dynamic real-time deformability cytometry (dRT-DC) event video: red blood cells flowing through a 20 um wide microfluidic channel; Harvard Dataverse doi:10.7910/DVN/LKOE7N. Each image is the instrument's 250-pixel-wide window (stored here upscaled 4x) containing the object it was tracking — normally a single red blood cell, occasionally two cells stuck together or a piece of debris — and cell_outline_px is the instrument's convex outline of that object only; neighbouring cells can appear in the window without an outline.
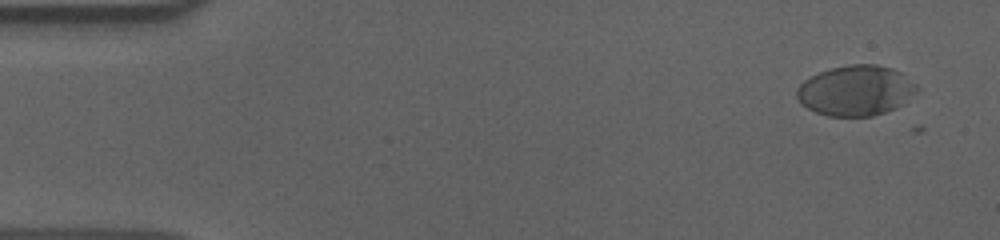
{"species": "human", "species_latin": "Homo sapiens", "temperature_condition": "cold", "stored_images_in_passage": 55, "camera_frame_rate_fps": 3000, "um_per_image_px": 0.085, "donor": {"sex": "male"}, "frame": {"image": 1, "passage_image": 1, "time_ms": 0.0, "image_size_px": [1000, 240], "cell_outline_px": [[920, 88], [916, 92], [896, 108], [872, 116], [828, 116], [816, 112], [808, 108], [796, 96], [796, 88], [804, 80], [820, 72], [832, 68], [852, 64], [876, 64], [892, 68], [900, 72], [916, 84]], "centroid_in_image_um": [72.75, 7.69], "position_along_channel_um": 12.3, "area_um2": 34.91}}
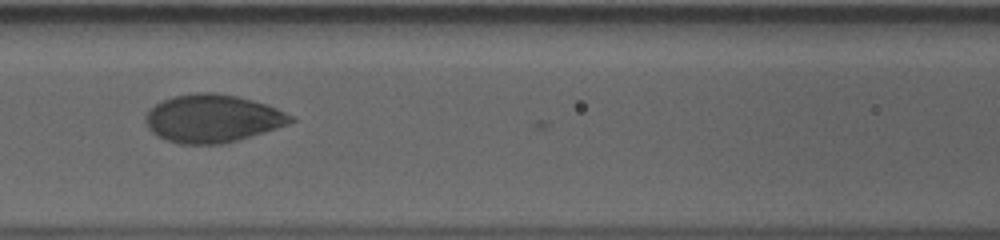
{"frame": {"image": 2, "passage_image": 23, "time_ms": 7.333, "image_size_px": [1000, 240], "cell_outline_px": [[296, 120], [288, 124], [264, 132], [236, 140], [220, 144], [180, 144], [156, 136], [148, 128], [144, 120], [144, 116], [156, 104], [172, 96], [196, 92], [216, 92], [236, 96], [252, 100], [276, 108], [296, 116]], "centroid_in_image_um": [18.06, 10.06], "position_along_channel_um": 148.5, "area_um2": 40.46}}
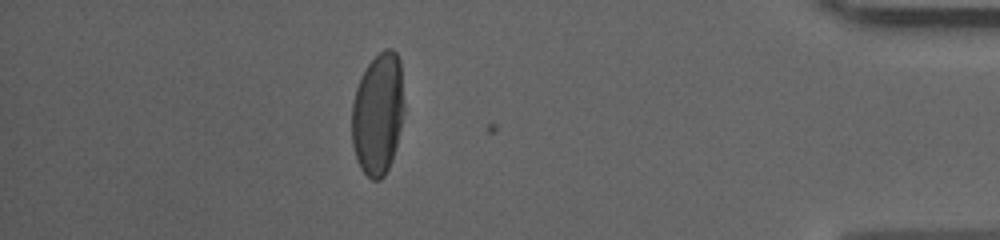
{"frame": {"image": 3, "passage_image": 48, "time_ms": 15.667, "image_size_px": [1000, 240], "cell_outline_px": [[404, 112], [392, 160], [384, 176], [380, 180], [372, 180], [360, 168], [356, 160], [352, 144], [352, 104], [356, 88], [360, 76], [368, 64], [384, 48], [392, 48], [396, 52], [400, 60], [404, 104]], "centroid_in_image_um": [32.12, 9.67], "position_along_channel_um": 403.1, "area_um2": 37.4}, "authors_computed_cell_mechanics": {"area_um2": 39.2462, "velocity_mm_per_s": 3.5905, "shape_relaxation_time_tau1_ms": 4.2953, "shape_relaxation_time_tau2_ms": null, "deformation_change_tau1": 0.1707, "deformation_change_tau2": null}}